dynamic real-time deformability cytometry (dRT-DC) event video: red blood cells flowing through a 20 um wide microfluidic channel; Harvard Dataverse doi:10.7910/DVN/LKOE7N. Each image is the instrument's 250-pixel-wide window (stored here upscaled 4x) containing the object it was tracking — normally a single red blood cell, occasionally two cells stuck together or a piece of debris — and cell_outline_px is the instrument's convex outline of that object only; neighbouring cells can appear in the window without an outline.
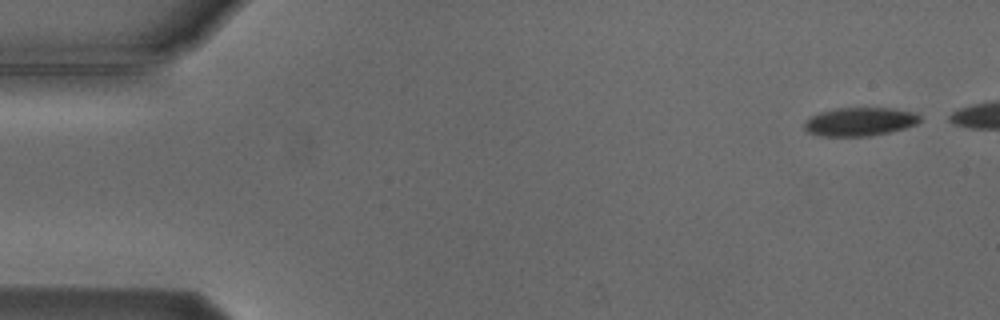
{"species": "Egyptian fruit bat (a non-hibernating species)", "species_latin": "Rousettus aegyptiacus", "temperature_condition": "cold", "stored_images_in_passage": 9, "camera_frame_rate_fps": 3000, "um_per_image_px": 0.085, "animal": {"sex": "male"}, "frame": {"image": 1, "passage_image": 1, "time_ms": 0.0, "image_size_px": [1000, 320], "cell_outline_px": [[920, 120], [916, 124], [904, 128], [888, 132], [868, 136], [820, 136], [808, 132], [804, 128], [804, 120], [808, 116], [820, 112], [836, 108], [892, 108], [916, 112], [920, 116]], "centroid_in_image_um": [73.04, 10.33], "position_along_channel_um": 12.0, "area_um2": 19.31}}
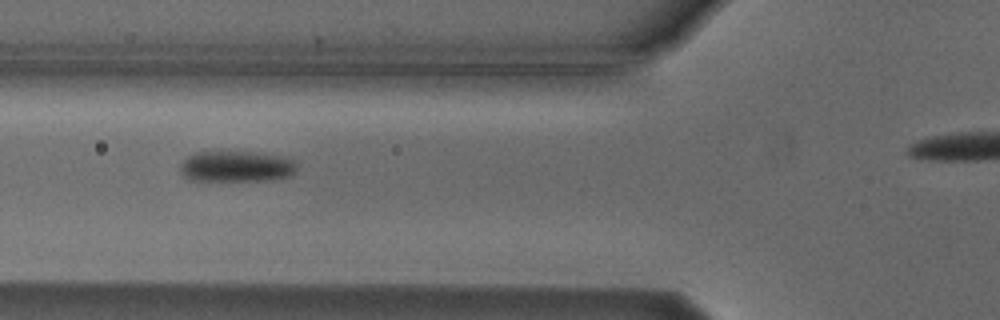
{"frame": {"image": 2, "passage_image": 6, "time_ms": 5.667, "image_size_px": [1000, 320], "cell_outline_px": [[296, 172], [292, 176], [272, 180], [188, 180], [180, 172], [180, 164], [188, 156], [196, 152], [252, 152], [288, 156], [296, 160]], "centroid_in_image_um": [20.16, 14.14], "position_along_channel_um": 105.6, "area_um2": 21.33}}